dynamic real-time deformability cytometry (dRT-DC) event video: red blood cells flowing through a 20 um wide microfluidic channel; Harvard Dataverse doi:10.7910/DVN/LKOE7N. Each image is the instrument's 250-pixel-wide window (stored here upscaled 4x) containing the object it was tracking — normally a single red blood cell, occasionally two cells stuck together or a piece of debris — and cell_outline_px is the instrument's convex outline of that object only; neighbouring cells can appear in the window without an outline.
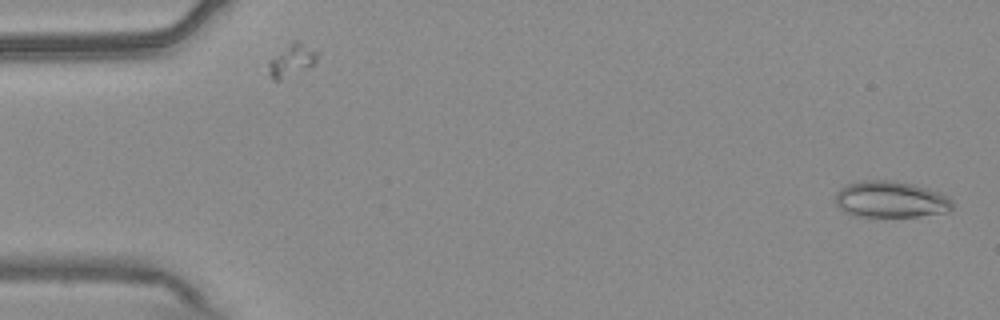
{"species": "common noctule bat (a hibernating species)", "species_latin": "Nyctalus noctula", "temperature_condition": "warm", "stored_images_in_passage": 54, "camera_frame_rate_fps": 3000, "um_per_image_px": 0.085, "animal": {"sex": "male", "body_mass_g": 20.4}, "frame": {"image": 1, "passage_image": 2, "time_ms": 0.333, "image_size_px": [1000, 320], "cell_outline_px": [[952, 208], [948, 212], [916, 216], [868, 220], [844, 212], [832, 200], [836, 192], [840, 188], [848, 184], [860, 180], [892, 180], [912, 184], [928, 188], [940, 192], [948, 196], [952, 200]], "centroid_in_image_um": [75.65, 16.99], "position_along_channel_um": 9.4, "area_um2": 25.95}}
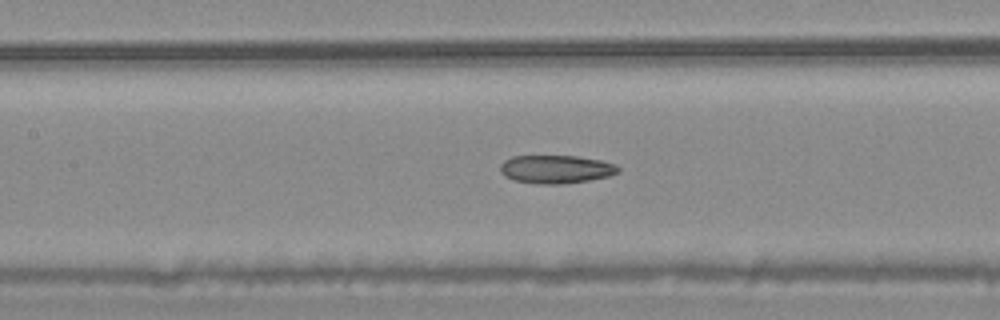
{"frame": {"image": 2, "passage_image": 25, "time_ms": 8.0, "image_size_px": [1000, 320], "cell_outline_px": [[620, 172], [608, 176], [588, 180], [564, 184], [536, 184], [512, 180], [504, 176], [500, 172], [500, 164], [504, 160], [512, 156], [576, 156], [600, 160], [616, 164], [620, 168]], "centroid_in_image_um": [47.23, 14.39], "position_along_channel_um": 160.2, "area_um2": 19.59}}
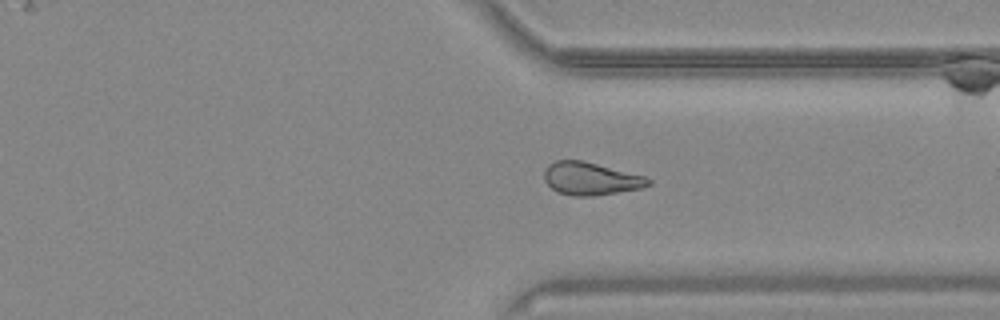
{"frame": {"image": 3, "passage_image": 41, "time_ms": 13.333, "image_size_px": [1000, 320], "cell_outline_px": [[652, 184], [644, 188], [592, 196], [572, 196], [560, 192], [552, 188], [544, 180], [544, 168], [548, 164], [556, 160], [580, 160], [644, 176], [652, 180]], "centroid_in_image_um": [50.2, 15.19], "position_along_channel_um": 361.2, "area_um2": 19.77}, "authors_computed_cell_mechanics": {"area_um2": 21.0392, "velocity_mm_per_s": 3.7705, "shape_relaxation_time_tau1_ms": null, "shape_relaxation_time_tau2_ms": 10.3359, "deformation_change_tau1": null, "deformation_change_tau2": 0.1866}}